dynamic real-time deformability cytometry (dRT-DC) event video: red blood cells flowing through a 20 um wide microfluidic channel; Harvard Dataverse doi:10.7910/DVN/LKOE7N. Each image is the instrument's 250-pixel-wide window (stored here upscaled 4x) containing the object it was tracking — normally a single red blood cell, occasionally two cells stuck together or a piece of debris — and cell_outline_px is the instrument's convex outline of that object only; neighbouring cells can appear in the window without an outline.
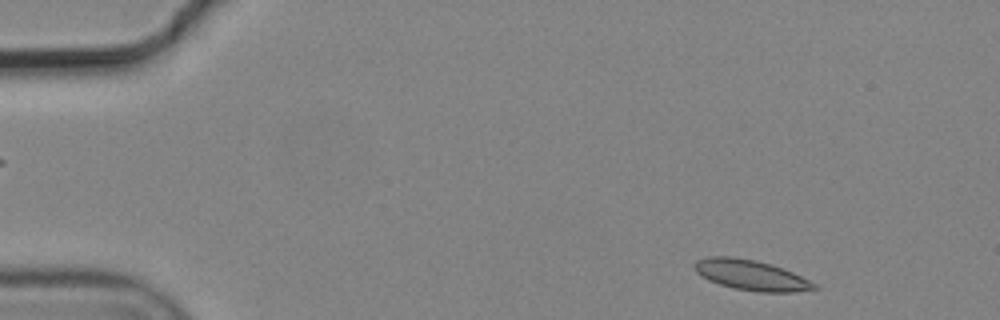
{"species": "common noctule bat (a hibernating species)", "species_latin": "Nyctalus noctula", "temperature_condition": "cold", "stored_images_in_passage": 6, "camera_frame_rate_fps": 3000, "um_per_image_px": 0.085, "animal": {"sex": "male", "body_mass_g": 19.2, "forearm_length_mm": 51.8}, "frame": {"image": 1, "passage_image": 2, "time_ms": 0.333, "image_size_px": [1000, 320], "cell_outline_px": [[820, 288], [796, 292], [760, 292], [732, 288], [708, 280], [696, 272], [692, 268], [692, 264], [696, 260], [708, 256], [732, 256], [756, 260], [772, 264], [784, 268], [816, 284]], "centroid_in_image_um": [63.8, 23.37], "position_along_channel_um": 21.2, "area_um2": 21.39}}
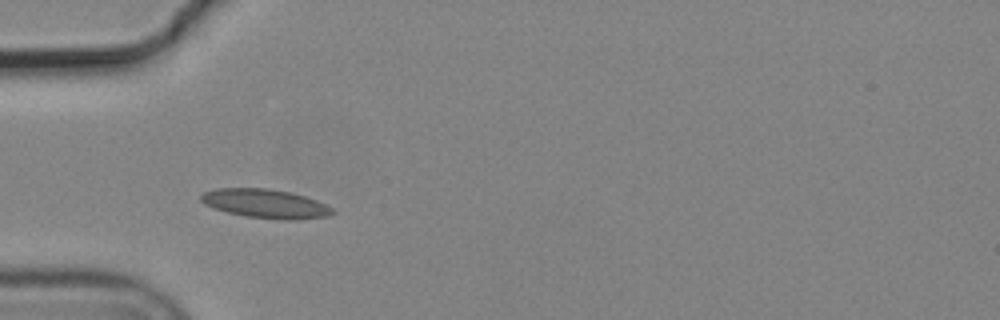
{"frame": {"image": 2, "passage_image": 5, "time_ms": 1.333, "image_size_px": [1000, 320], "cell_outline_px": [[336, 212], [328, 216], [296, 220], [284, 220], [244, 216], [212, 208], [204, 204], [200, 200], [200, 196], [204, 192], [216, 188], [268, 188], [292, 192], [316, 200], [332, 208]], "centroid_in_image_um": [22.55, 17.31], "position_along_channel_um": 62.4, "area_um2": 22.31}}
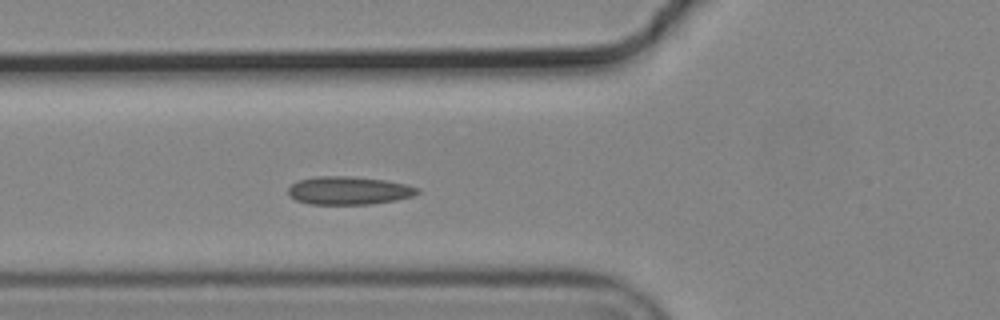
{"frame": {"image": 3, "passage_image": 6, "time_ms": 1.667, "image_size_px": [1000, 320], "cell_outline_px": [[420, 192], [412, 196], [396, 200], [372, 204], [308, 204], [296, 200], [288, 196], [288, 188], [296, 180], [316, 176], [348, 176], [384, 180], [404, 184], [420, 188]], "centroid_in_image_um": [29.61, 16.2], "position_along_channel_um": 96.2, "area_um2": 21.27}}